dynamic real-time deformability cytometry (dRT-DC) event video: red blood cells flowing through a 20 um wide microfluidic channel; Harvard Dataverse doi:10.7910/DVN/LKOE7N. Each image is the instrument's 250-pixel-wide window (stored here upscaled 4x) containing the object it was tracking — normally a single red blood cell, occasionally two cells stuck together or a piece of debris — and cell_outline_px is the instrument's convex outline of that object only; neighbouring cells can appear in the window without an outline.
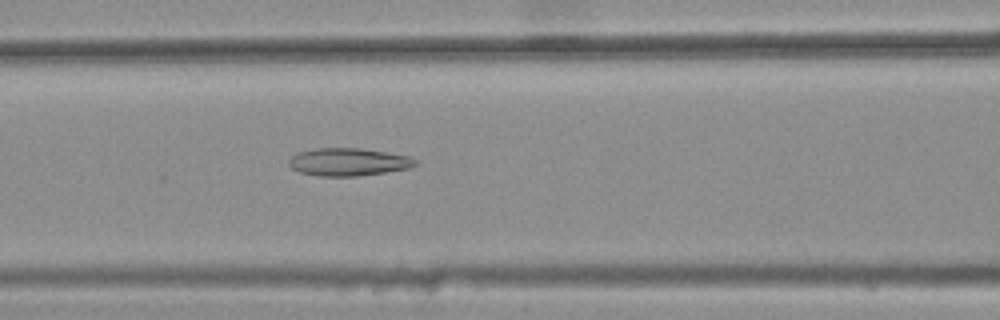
{"species": "common noctule bat (a hibernating species)", "species_latin": "Nyctalus noctula", "temperature_condition": "warm", "stored_images_in_passage": 30, "camera_frame_rate_fps": 3000, "um_per_image_px": 0.085, "animal": {"sex": "female", "body_mass_g": 25.1}, "frame": {"image": 1, "passage_image": 6, "time_ms": 1.667, "image_size_px": [1000, 320], "cell_outline_px": [[416, 164], [408, 168], [384, 172], [356, 176], [320, 176], [300, 172], [292, 168], [288, 164], [288, 160], [296, 152], [316, 148], [360, 148], [388, 152], [408, 156], [416, 160]], "centroid_in_image_um": [29.57, 13.75], "position_along_channel_um": 137.0, "area_um2": 20.35}}
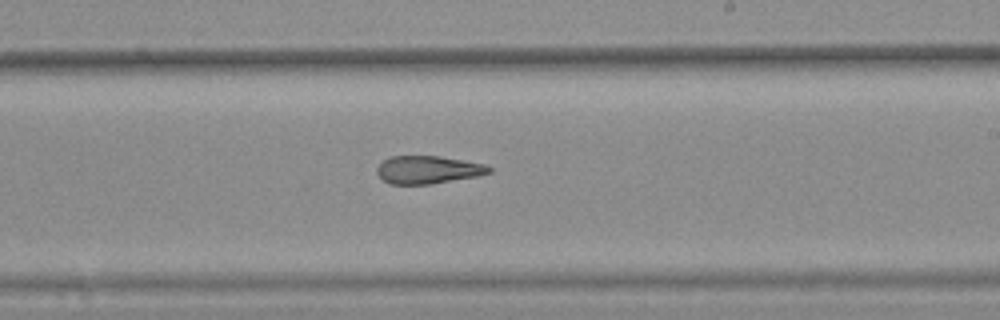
{"frame": {"image": 2, "passage_image": 15, "time_ms": 4.667, "image_size_px": [1000, 320], "cell_outline_px": [[492, 172], [476, 176], [432, 184], [388, 184], [376, 172], [376, 168], [384, 160], [392, 156], [440, 156], [484, 164], [492, 168]], "centroid_in_image_um": [36.37, 14.43], "position_along_channel_um": 252.6, "area_um2": 18.09}}
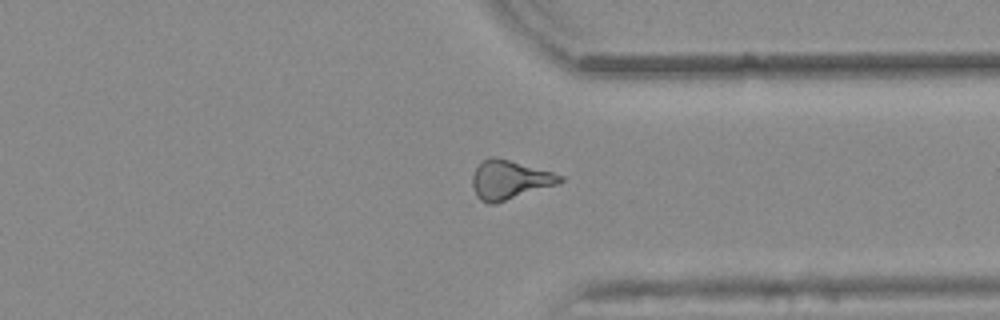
{"frame": {"image": 3, "passage_image": 24, "time_ms": 7.667, "image_size_px": [1000, 320], "cell_outline_px": [[564, 180], [556, 184], [496, 204], [488, 204], [480, 200], [476, 196], [472, 184], [472, 176], [476, 168], [488, 156], [492, 156], [508, 160], [552, 172], [564, 176]], "centroid_in_image_um": [43.28, 15.3], "position_along_channel_um": 368.1, "area_um2": 19.65}}